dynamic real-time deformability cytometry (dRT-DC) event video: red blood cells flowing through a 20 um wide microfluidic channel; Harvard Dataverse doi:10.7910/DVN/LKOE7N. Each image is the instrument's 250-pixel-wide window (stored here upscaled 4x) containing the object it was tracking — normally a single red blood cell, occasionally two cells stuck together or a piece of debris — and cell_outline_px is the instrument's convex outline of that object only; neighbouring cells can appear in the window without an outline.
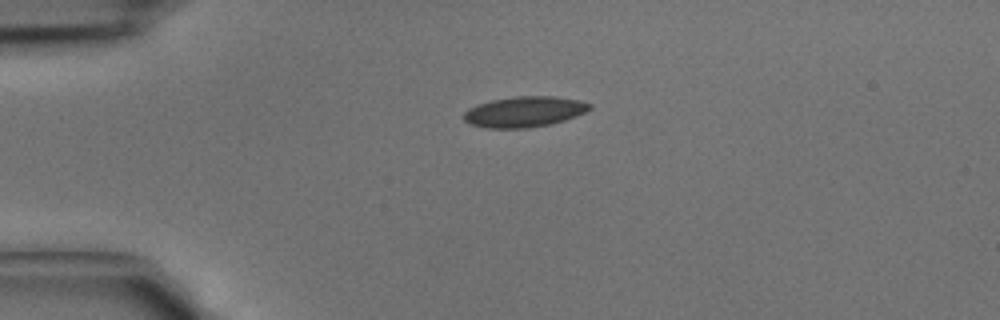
{"species": "common noctule bat (a hibernating species)", "species_latin": "Nyctalus noctula", "temperature_condition": "cold", "stored_images_in_passage": 33, "camera_frame_rate_fps": 3000, "um_per_image_px": 0.085, "animal": {"sex": "male", "body_mass_g": 15.6}, "frame": {"image": 1, "passage_image": 1, "time_ms": 0.0, "image_size_px": [1000, 320], "cell_outline_px": [[592, 108], [576, 116], [552, 124], [528, 128], [484, 128], [472, 124], [464, 120], [464, 112], [468, 108], [476, 104], [492, 100], [516, 96], [552, 96], [580, 100], [592, 104]], "centroid_in_image_um": [44.57, 9.5], "position_along_channel_um": 40.4, "area_um2": 22.54}}
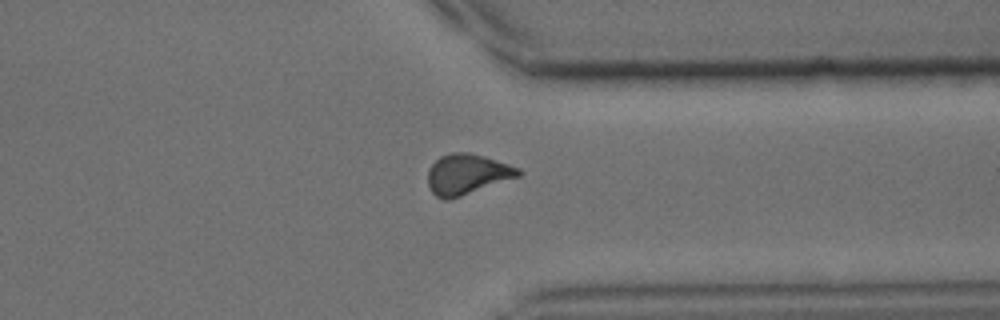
{"frame": {"image": 2, "passage_image": 24, "time_ms": 7.667, "image_size_px": [1000, 320], "cell_outline_px": [[524, 172], [520, 176], [448, 200], [444, 200], [436, 196], [432, 192], [428, 184], [428, 168], [440, 156], [452, 152], [468, 152], [484, 156], [520, 168]], "centroid_in_image_um": [39.7, 14.8], "position_along_channel_um": 371.7, "area_um2": 21.27}}
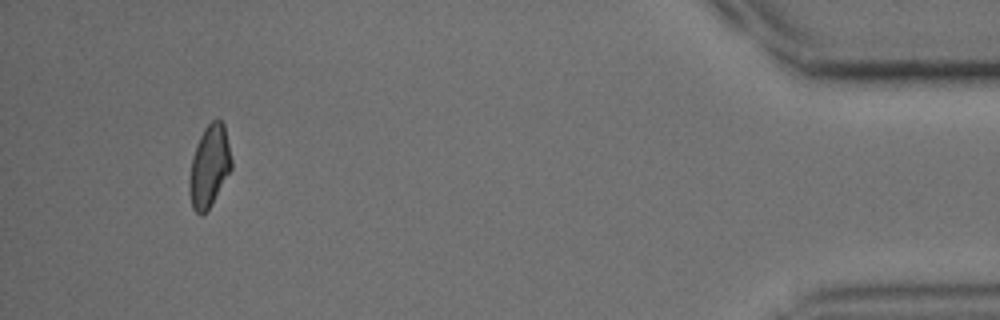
{"frame": {"image": 3, "passage_image": 31, "time_ms": 10.0, "image_size_px": [1000, 320], "cell_outline_px": [[232, 168], [212, 204], [200, 216], [192, 208], [188, 192], [188, 180], [192, 156], [196, 144], [204, 128], [216, 116], [224, 124], [232, 160]], "centroid_in_image_um": [17.77, 14.12], "position_along_channel_um": 417.4, "area_um2": 20.35}}